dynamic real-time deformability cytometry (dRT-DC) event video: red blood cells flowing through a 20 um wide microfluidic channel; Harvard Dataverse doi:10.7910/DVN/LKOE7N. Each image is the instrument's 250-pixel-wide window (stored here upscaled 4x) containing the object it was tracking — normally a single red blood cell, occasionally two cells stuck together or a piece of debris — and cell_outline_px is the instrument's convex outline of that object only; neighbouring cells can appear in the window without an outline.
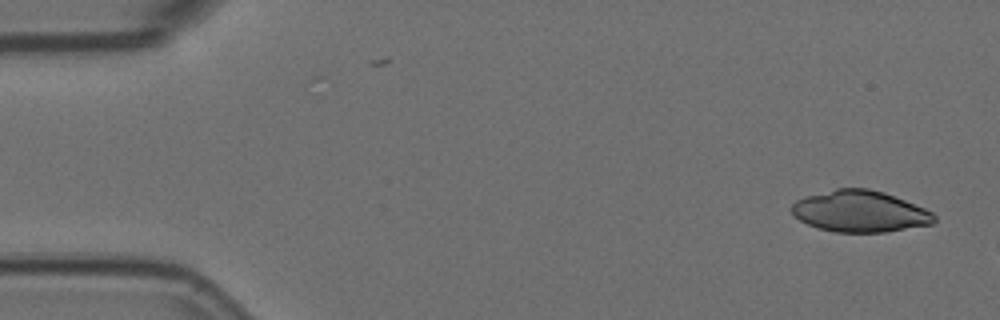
{"species": "Egyptian fruit bat (a non-hibernating species)", "species_latin": "Rousettus aegyptiacus", "temperature_condition": "room temperature", "stored_images_in_passage": 2, "camera_frame_rate_fps": 3000, "um_per_image_px": 0.085, "animal": {"sex": "female"}, "frame": {"image": 1, "passage_image": 1, "time_ms": 0.0, "image_size_px": [1000, 320], "cell_outline_px": [[936, 220], [932, 224], [884, 232], [836, 232], [820, 228], [808, 224], [800, 220], [788, 208], [796, 200], [804, 196], [836, 188], [868, 188], [884, 192], [924, 208], [932, 212], [936, 216]], "centroid_in_image_um": [73.07, 17.96], "position_along_channel_um": 11.9, "area_um2": 34.33}}